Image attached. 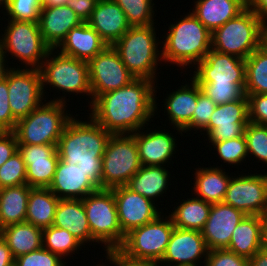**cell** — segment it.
Instances as JSON below:
<instances>
[{
    "mask_svg": "<svg viewBox=\"0 0 267 266\" xmlns=\"http://www.w3.org/2000/svg\"><path fill=\"white\" fill-rule=\"evenodd\" d=\"M106 257L110 264L114 266H157L156 263L145 260H135L125 256L118 249L105 250ZM109 266V265H108Z\"/></svg>",
    "mask_w": 267,
    "mask_h": 266,
    "instance_id": "50",
    "label": "cell"
},
{
    "mask_svg": "<svg viewBox=\"0 0 267 266\" xmlns=\"http://www.w3.org/2000/svg\"><path fill=\"white\" fill-rule=\"evenodd\" d=\"M6 55L7 54H5L2 43L0 41V81L6 77V74L8 70L10 69V67L9 68L8 66L6 67V63H5L7 61V59H5Z\"/></svg>",
    "mask_w": 267,
    "mask_h": 266,
    "instance_id": "56",
    "label": "cell"
},
{
    "mask_svg": "<svg viewBox=\"0 0 267 266\" xmlns=\"http://www.w3.org/2000/svg\"><path fill=\"white\" fill-rule=\"evenodd\" d=\"M88 65L92 102L99 95L127 86L136 79L113 46L107 45Z\"/></svg>",
    "mask_w": 267,
    "mask_h": 266,
    "instance_id": "12",
    "label": "cell"
},
{
    "mask_svg": "<svg viewBox=\"0 0 267 266\" xmlns=\"http://www.w3.org/2000/svg\"><path fill=\"white\" fill-rule=\"evenodd\" d=\"M262 249L267 251V214L262 216Z\"/></svg>",
    "mask_w": 267,
    "mask_h": 266,
    "instance_id": "57",
    "label": "cell"
},
{
    "mask_svg": "<svg viewBox=\"0 0 267 266\" xmlns=\"http://www.w3.org/2000/svg\"><path fill=\"white\" fill-rule=\"evenodd\" d=\"M1 237L10 248L14 259L43 247L42 229L28 222L2 228Z\"/></svg>",
    "mask_w": 267,
    "mask_h": 266,
    "instance_id": "31",
    "label": "cell"
},
{
    "mask_svg": "<svg viewBox=\"0 0 267 266\" xmlns=\"http://www.w3.org/2000/svg\"><path fill=\"white\" fill-rule=\"evenodd\" d=\"M250 266H267V251L260 249L250 259Z\"/></svg>",
    "mask_w": 267,
    "mask_h": 266,
    "instance_id": "54",
    "label": "cell"
},
{
    "mask_svg": "<svg viewBox=\"0 0 267 266\" xmlns=\"http://www.w3.org/2000/svg\"><path fill=\"white\" fill-rule=\"evenodd\" d=\"M248 98L249 122L267 126V94H245Z\"/></svg>",
    "mask_w": 267,
    "mask_h": 266,
    "instance_id": "48",
    "label": "cell"
},
{
    "mask_svg": "<svg viewBox=\"0 0 267 266\" xmlns=\"http://www.w3.org/2000/svg\"><path fill=\"white\" fill-rule=\"evenodd\" d=\"M81 23V19L68 5L42 7L40 11V32L51 49H55L68 32Z\"/></svg>",
    "mask_w": 267,
    "mask_h": 266,
    "instance_id": "24",
    "label": "cell"
},
{
    "mask_svg": "<svg viewBox=\"0 0 267 266\" xmlns=\"http://www.w3.org/2000/svg\"><path fill=\"white\" fill-rule=\"evenodd\" d=\"M248 158L249 155L267 165V126L249 122L245 129Z\"/></svg>",
    "mask_w": 267,
    "mask_h": 266,
    "instance_id": "42",
    "label": "cell"
},
{
    "mask_svg": "<svg viewBox=\"0 0 267 266\" xmlns=\"http://www.w3.org/2000/svg\"><path fill=\"white\" fill-rule=\"evenodd\" d=\"M18 151V142L13 131H0V167Z\"/></svg>",
    "mask_w": 267,
    "mask_h": 266,
    "instance_id": "49",
    "label": "cell"
},
{
    "mask_svg": "<svg viewBox=\"0 0 267 266\" xmlns=\"http://www.w3.org/2000/svg\"><path fill=\"white\" fill-rule=\"evenodd\" d=\"M245 214L224 202L213 203L209 217L201 233L207 248L227 249L233 230L244 218Z\"/></svg>",
    "mask_w": 267,
    "mask_h": 266,
    "instance_id": "20",
    "label": "cell"
},
{
    "mask_svg": "<svg viewBox=\"0 0 267 266\" xmlns=\"http://www.w3.org/2000/svg\"><path fill=\"white\" fill-rule=\"evenodd\" d=\"M0 41L5 54L11 53L12 58L26 64L25 68L30 66L29 68L39 69L51 50L43 39L39 22L10 19Z\"/></svg>",
    "mask_w": 267,
    "mask_h": 266,
    "instance_id": "11",
    "label": "cell"
},
{
    "mask_svg": "<svg viewBox=\"0 0 267 266\" xmlns=\"http://www.w3.org/2000/svg\"><path fill=\"white\" fill-rule=\"evenodd\" d=\"M126 15L131 27L153 25V0H113Z\"/></svg>",
    "mask_w": 267,
    "mask_h": 266,
    "instance_id": "38",
    "label": "cell"
},
{
    "mask_svg": "<svg viewBox=\"0 0 267 266\" xmlns=\"http://www.w3.org/2000/svg\"><path fill=\"white\" fill-rule=\"evenodd\" d=\"M212 204L202 199L187 198L171 212L170 217L175 227L187 230L202 231L209 217Z\"/></svg>",
    "mask_w": 267,
    "mask_h": 266,
    "instance_id": "35",
    "label": "cell"
},
{
    "mask_svg": "<svg viewBox=\"0 0 267 266\" xmlns=\"http://www.w3.org/2000/svg\"><path fill=\"white\" fill-rule=\"evenodd\" d=\"M16 123L9 106L7 72L6 77L0 81V131H13Z\"/></svg>",
    "mask_w": 267,
    "mask_h": 266,
    "instance_id": "47",
    "label": "cell"
},
{
    "mask_svg": "<svg viewBox=\"0 0 267 266\" xmlns=\"http://www.w3.org/2000/svg\"><path fill=\"white\" fill-rule=\"evenodd\" d=\"M62 258L41 247L25 255L15 258L14 266H65Z\"/></svg>",
    "mask_w": 267,
    "mask_h": 266,
    "instance_id": "45",
    "label": "cell"
},
{
    "mask_svg": "<svg viewBox=\"0 0 267 266\" xmlns=\"http://www.w3.org/2000/svg\"><path fill=\"white\" fill-rule=\"evenodd\" d=\"M259 48L267 53V19L262 21L260 27Z\"/></svg>",
    "mask_w": 267,
    "mask_h": 266,
    "instance_id": "55",
    "label": "cell"
},
{
    "mask_svg": "<svg viewBox=\"0 0 267 266\" xmlns=\"http://www.w3.org/2000/svg\"><path fill=\"white\" fill-rule=\"evenodd\" d=\"M26 171V184L32 188H49L59 162L57 145H18Z\"/></svg>",
    "mask_w": 267,
    "mask_h": 266,
    "instance_id": "19",
    "label": "cell"
},
{
    "mask_svg": "<svg viewBox=\"0 0 267 266\" xmlns=\"http://www.w3.org/2000/svg\"><path fill=\"white\" fill-rule=\"evenodd\" d=\"M262 216L245 215L233 230L227 250L250 259L262 248Z\"/></svg>",
    "mask_w": 267,
    "mask_h": 266,
    "instance_id": "29",
    "label": "cell"
},
{
    "mask_svg": "<svg viewBox=\"0 0 267 266\" xmlns=\"http://www.w3.org/2000/svg\"><path fill=\"white\" fill-rule=\"evenodd\" d=\"M8 19L39 22L42 0H4Z\"/></svg>",
    "mask_w": 267,
    "mask_h": 266,
    "instance_id": "40",
    "label": "cell"
},
{
    "mask_svg": "<svg viewBox=\"0 0 267 266\" xmlns=\"http://www.w3.org/2000/svg\"><path fill=\"white\" fill-rule=\"evenodd\" d=\"M59 198L49 188H32L28 197L25 222L41 229L53 225Z\"/></svg>",
    "mask_w": 267,
    "mask_h": 266,
    "instance_id": "33",
    "label": "cell"
},
{
    "mask_svg": "<svg viewBox=\"0 0 267 266\" xmlns=\"http://www.w3.org/2000/svg\"><path fill=\"white\" fill-rule=\"evenodd\" d=\"M216 105L236 101L245 96V84L197 83Z\"/></svg>",
    "mask_w": 267,
    "mask_h": 266,
    "instance_id": "39",
    "label": "cell"
},
{
    "mask_svg": "<svg viewBox=\"0 0 267 266\" xmlns=\"http://www.w3.org/2000/svg\"><path fill=\"white\" fill-rule=\"evenodd\" d=\"M87 23L109 46L131 27L123 10L113 0H99Z\"/></svg>",
    "mask_w": 267,
    "mask_h": 266,
    "instance_id": "21",
    "label": "cell"
},
{
    "mask_svg": "<svg viewBox=\"0 0 267 266\" xmlns=\"http://www.w3.org/2000/svg\"><path fill=\"white\" fill-rule=\"evenodd\" d=\"M208 252L209 249L200 231L174 227L159 266H198L201 262L199 259L202 258H204L202 263L205 265Z\"/></svg>",
    "mask_w": 267,
    "mask_h": 266,
    "instance_id": "18",
    "label": "cell"
},
{
    "mask_svg": "<svg viewBox=\"0 0 267 266\" xmlns=\"http://www.w3.org/2000/svg\"><path fill=\"white\" fill-rule=\"evenodd\" d=\"M9 106L13 117L19 120L28 116L45 102L41 74L35 68L8 70Z\"/></svg>",
    "mask_w": 267,
    "mask_h": 266,
    "instance_id": "13",
    "label": "cell"
},
{
    "mask_svg": "<svg viewBox=\"0 0 267 266\" xmlns=\"http://www.w3.org/2000/svg\"><path fill=\"white\" fill-rule=\"evenodd\" d=\"M211 143L219 154V158H221L224 163L230 164V166L233 164L240 165V163L244 160L246 161L245 158L248 157L245 135L234 139Z\"/></svg>",
    "mask_w": 267,
    "mask_h": 266,
    "instance_id": "41",
    "label": "cell"
},
{
    "mask_svg": "<svg viewBox=\"0 0 267 266\" xmlns=\"http://www.w3.org/2000/svg\"><path fill=\"white\" fill-rule=\"evenodd\" d=\"M96 266H107L106 264L104 265L103 263H102V265L101 264H98V265H96Z\"/></svg>",
    "mask_w": 267,
    "mask_h": 266,
    "instance_id": "60",
    "label": "cell"
},
{
    "mask_svg": "<svg viewBox=\"0 0 267 266\" xmlns=\"http://www.w3.org/2000/svg\"><path fill=\"white\" fill-rule=\"evenodd\" d=\"M260 19L248 6L211 33V49L246 59L259 48Z\"/></svg>",
    "mask_w": 267,
    "mask_h": 266,
    "instance_id": "6",
    "label": "cell"
},
{
    "mask_svg": "<svg viewBox=\"0 0 267 266\" xmlns=\"http://www.w3.org/2000/svg\"><path fill=\"white\" fill-rule=\"evenodd\" d=\"M194 194L196 198L211 204L223 202L229 182L230 175L226 174L220 167H200L195 171Z\"/></svg>",
    "mask_w": 267,
    "mask_h": 266,
    "instance_id": "30",
    "label": "cell"
},
{
    "mask_svg": "<svg viewBox=\"0 0 267 266\" xmlns=\"http://www.w3.org/2000/svg\"><path fill=\"white\" fill-rule=\"evenodd\" d=\"M223 202L245 215H266L267 173L231 176Z\"/></svg>",
    "mask_w": 267,
    "mask_h": 266,
    "instance_id": "14",
    "label": "cell"
},
{
    "mask_svg": "<svg viewBox=\"0 0 267 266\" xmlns=\"http://www.w3.org/2000/svg\"><path fill=\"white\" fill-rule=\"evenodd\" d=\"M155 33L154 24L130 27L112 46L136 78L155 80L157 85L155 74L158 62L162 61V55L158 49L161 42H157Z\"/></svg>",
    "mask_w": 267,
    "mask_h": 266,
    "instance_id": "5",
    "label": "cell"
},
{
    "mask_svg": "<svg viewBox=\"0 0 267 266\" xmlns=\"http://www.w3.org/2000/svg\"><path fill=\"white\" fill-rule=\"evenodd\" d=\"M204 266H250L249 259L227 249H214L208 252Z\"/></svg>",
    "mask_w": 267,
    "mask_h": 266,
    "instance_id": "46",
    "label": "cell"
},
{
    "mask_svg": "<svg viewBox=\"0 0 267 266\" xmlns=\"http://www.w3.org/2000/svg\"><path fill=\"white\" fill-rule=\"evenodd\" d=\"M31 189L27 184L0 188V229L25 222Z\"/></svg>",
    "mask_w": 267,
    "mask_h": 266,
    "instance_id": "32",
    "label": "cell"
},
{
    "mask_svg": "<svg viewBox=\"0 0 267 266\" xmlns=\"http://www.w3.org/2000/svg\"><path fill=\"white\" fill-rule=\"evenodd\" d=\"M99 0H69L68 6L76 13L82 22H87Z\"/></svg>",
    "mask_w": 267,
    "mask_h": 266,
    "instance_id": "51",
    "label": "cell"
},
{
    "mask_svg": "<svg viewBox=\"0 0 267 266\" xmlns=\"http://www.w3.org/2000/svg\"><path fill=\"white\" fill-rule=\"evenodd\" d=\"M194 4L195 9L191 13L211 33L248 6L247 0H197Z\"/></svg>",
    "mask_w": 267,
    "mask_h": 266,
    "instance_id": "27",
    "label": "cell"
},
{
    "mask_svg": "<svg viewBox=\"0 0 267 266\" xmlns=\"http://www.w3.org/2000/svg\"><path fill=\"white\" fill-rule=\"evenodd\" d=\"M49 189L59 199H84L99 190L85 174L68 167L61 159Z\"/></svg>",
    "mask_w": 267,
    "mask_h": 266,
    "instance_id": "25",
    "label": "cell"
},
{
    "mask_svg": "<svg viewBox=\"0 0 267 266\" xmlns=\"http://www.w3.org/2000/svg\"><path fill=\"white\" fill-rule=\"evenodd\" d=\"M54 51L55 49H51L49 51L47 57L39 68L43 91H45V85L49 84L52 88L68 92L70 94L84 93L87 96H90L91 105L92 94L89 80L88 62L63 55L60 52L56 53L58 55H54Z\"/></svg>",
    "mask_w": 267,
    "mask_h": 266,
    "instance_id": "10",
    "label": "cell"
},
{
    "mask_svg": "<svg viewBox=\"0 0 267 266\" xmlns=\"http://www.w3.org/2000/svg\"><path fill=\"white\" fill-rule=\"evenodd\" d=\"M189 80V85H182L177 91L171 92L164 103L168 120L171 121L169 123L181 134L192 121L197 104V83Z\"/></svg>",
    "mask_w": 267,
    "mask_h": 266,
    "instance_id": "28",
    "label": "cell"
},
{
    "mask_svg": "<svg viewBox=\"0 0 267 266\" xmlns=\"http://www.w3.org/2000/svg\"><path fill=\"white\" fill-rule=\"evenodd\" d=\"M169 177V172L164 166L142 165L127 186L134 192L154 201V198L160 197L168 189Z\"/></svg>",
    "mask_w": 267,
    "mask_h": 266,
    "instance_id": "34",
    "label": "cell"
},
{
    "mask_svg": "<svg viewBox=\"0 0 267 266\" xmlns=\"http://www.w3.org/2000/svg\"><path fill=\"white\" fill-rule=\"evenodd\" d=\"M138 146L139 159L143 166H165L174 157L177 148L176 137L163 130H154L146 133L135 131L133 133ZM174 137V138H173ZM175 151V152H174Z\"/></svg>",
    "mask_w": 267,
    "mask_h": 266,
    "instance_id": "22",
    "label": "cell"
},
{
    "mask_svg": "<svg viewBox=\"0 0 267 266\" xmlns=\"http://www.w3.org/2000/svg\"><path fill=\"white\" fill-rule=\"evenodd\" d=\"M195 68L196 83L245 84V60L232 54L210 49Z\"/></svg>",
    "mask_w": 267,
    "mask_h": 266,
    "instance_id": "16",
    "label": "cell"
},
{
    "mask_svg": "<svg viewBox=\"0 0 267 266\" xmlns=\"http://www.w3.org/2000/svg\"><path fill=\"white\" fill-rule=\"evenodd\" d=\"M249 123L248 98L244 97L216 105L205 131L210 142H219L244 136Z\"/></svg>",
    "mask_w": 267,
    "mask_h": 266,
    "instance_id": "15",
    "label": "cell"
},
{
    "mask_svg": "<svg viewBox=\"0 0 267 266\" xmlns=\"http://www.w3.org/2000/svg\"><path fill=\"white\" fill-rule=\"evenodd\" d=\"M2 5V8L4 7V0H0V6Z\"/></svg>",
    "mask_w": 267,
    "mask_h": 266,
    "instance_id": "59",
    "label": "cell"
},
{
    "mask_svg": "<svg viewBox=\"0 0 267 266\" xmlns=\"http://www.w3.org/2000/svg\"><path fill=\"white\" fill-rule=\"evenodd\" d=\"M102 163V189L127 185L142 166L134 135L111 134Z\"/></svg>",
    "mask_w": 267,
    "mask_h": 266,
    "instance_id": "7",
    "label": "cell"
},
{
    "mask_svg": "<svg viewBox=\"0 0 267 266\" xmlns=\"http://www.w3.org/2000/svg\"><path fill=\"white\" fill-rule=\"evenodd\" d=\"M73 117L58 140L59 159L68 167L82 172L102 189V156L111 133L91 117L84 122Z\"/></svg>",
    "mask_w": 267,
    "mask_h": 266,
    "instance_id": "2",
    "label": "cell"
},
{
    "mask_svg": "<svg viewBox=\"0 0 267 266\" xmlns=\"http://www.w3.org/2000/svg\"><path fill=\"white\" fill-rule=\"evenodd\" d=\"M26 171L23 158L17 151L0 167V188L26 184Z\"/></svg>",
    "mask_w": 267,
    "mask_h": 266,
    "instance_id": "43",
    "label": "cell"
},
{
    "mask_svg": "<svg viewBox=\"0 0 267 266\" xmlns=\"http://www.w3.org/2000/svg\"><path fill=\"white\" fill-rule=\"evenodd\" d=\"M53 226L68 230L82 244L97 242L92 237L82 199H59Z\"/></svg>",
    "mask_w": 267,
    "mask_h": 266,
    "instance_id": "26",
    "label": "cell"
},
{
    "mask_svg": "<svg viewBox=\"0 0 267 266\" xmlns=\"http://www.w3.org/2000/svg\"><path fill=\"white\" fill-rule=\"evenodd\" d=\"M161 50L163 62L194 67L211 49V32L190 12L170 24Z\"/></svg>",
    "mask_w": 267,
    "mask_h": 266,
    "instance_id": "3",
    "label": "cell"
},
{
    "mask_svg": "<svg viewBox=\"0 0 267 266\" xmlns=\"http://www.w3.org/2000/svg\"><path fill=\"white\" fill-rule=\"evenodd\" d=\"M174 227L170 215L163 219L160 214L153 221L125 234L118 250L131 259L158 264L166 252Z\"/></svg>",
    "mask_w": 267,
    "mask_h": 266,
    "instance_id": "9",
    "label": "cell"
},
{
    "mask_svg": "<svg viewBox=\"0 0 267 266\" xmlns=\"http://www.w3.org/2000/svg\"><path fill=\"white\" fill-rule=\"evenodd\" d=\"M14 257L6 242L0 238V266H14Z\"/></svg>",
    "mask_w": 267,
    "mask_h": 266,
    "instance_id": "52",
    "label": "cell"
},
{
    "mask_svg": "<svg viewBox=\"0 0 267 266\" xmlns=\"http://www.w3.org/2000/svg\"><path fill=\"white\" fill-rule=\"evenodd\" d=\"M248 7L262 20L267 19V0H247Z\"/></svg>",
    "mask_w": 267,
    "mask_h": 266,
    "instance_id": "53",
    "label": "cell"
},
{
    "mask_svg": "<svg viewBox=\"0 0 267 266\" xmlns=\"http://www.w3.org/2000/svg\"><path fill=\"white\" fill-rule=\"evenodd\" d=\"M65 98L52 99L17 120L13 130L18 145H57L73 115L65 111Z\"/></svg>",
    "mask_w": 267,
    "mask_h": 266,
    "instance_id": "4",
    "label": "cell"
},
{
    "mask_svg": "<svg viewBox=\"0 0 267 266\" xmlns=\"http://www.w3.org/2000/svg\"><path fill=\"white\" fill-rule=\"evenodd\" d=\"M92 237L104 250L118 249L124 239L119 222L115 197L110 189H99L82 199Z\"/></svg>",
    "mask_w": 267,
    "mask_h": 266,
    "instance_id": "8",
    "label": "cell"
},
{
    "mask_svg": "<svg viewBox=\"0 0 267 266\" xmlns=\"http://www.w3.org/2000/svg\"><path fill=\"white\" fill-rule=\"evenodd\" d=\"M43 248L59 255L62 259L74 254L83 245L68 230L55 226L42 229Z\"/></svg>",
    "mask_w": 267,
    "mask_h": 266,
    "instance_id": "37",
    "label": "cell"
},
{
    "mask_svg": "<svg viewBox=\"0 0 267 266\" xmlns=\"http://www.w3.org/2000/svg\"><path fill=\"white\" fill-rule=\"evenodd\" d=\"M245 94H267V53L260 48L245 59Z\"/></svg>",
    "mask_w": 267,
    "mask_h": 266,
    "instance_id": "36",
    "label": "cell"
},
{
    "mask_svg": "<svg viewBox=\"0 0 267 266\" xmlns=\"http://www.w3.org/2000/svg\"><path fill=\"white\" fill-rule=\"evenodd\" d=\"M69 0H42V7L66 6Z\"/></svg>",
    "mask_w": 267,
    "mask_h": 266,
    "instance_id": "58",
    "label": "cell"
},
{
    "mask_svg": "<svg viewBox=\"0 0 267 266\" xmlns=\"http://www.w3.org/2000/svg\"><path fill=\"white\" fill-rule=\"evenodd\" d=\"M156 88L155 81L136 78L127 86L99 95L90 105L89 115L111 134L144 130L157 109Z\"/></svg>",
    "mask_w": 267,
    "mask_h": 266,
    "instance_id": "1",
    "label": "cell"
},
{
    "mask_svg": "<svg viewBox=\"0 0 267 266\" xmlns=\"http://www.w3.org/2000/svg\"><path fill=\"white\" fill-rule=\"evenodd\" d=\"M106 46L100 35L87 22H82L72 28L55 49L63 55L89 62Z\"/></svg>",
    "mask_w": 267,
    "mask_h": 266,
    "instance_id": "23",
    "label": "cell"
},
{
    "mask_svg": "<svg viewBox=\"0 0 267 266\" xmlns=\"http://www.w3.org/2000/svg\"><path fill=\"white\" fill-rule=\"evenodd\" d=\"M115 197L118 222L124 234L156 219L161 212L155 201L131 190L127 185L111 189Z\"/></svg>",
    "mask_w": 267,
    "mask_h": 266,
    "instance_id": "17",
    "label": "cell"
},
{
    "mask_svg": "<svg viewBox=\"0 0 267 266\" xmlns=\"http://www.w3.org/2000/svg\"><path fill=\"white\" fill-rule=\"evenodd\" d=\"M216 107L213 102L204 92L201 91L200 86L197 84V104L193 113V118L190 124L183 130L189 131L190 129L200 130V132L209 124V120Z\"/></svg>",
    "mask_w": 267,
    "mask_h": 266,
    "instance_id": "44",
    "label": "cell"
}]
</instances>
